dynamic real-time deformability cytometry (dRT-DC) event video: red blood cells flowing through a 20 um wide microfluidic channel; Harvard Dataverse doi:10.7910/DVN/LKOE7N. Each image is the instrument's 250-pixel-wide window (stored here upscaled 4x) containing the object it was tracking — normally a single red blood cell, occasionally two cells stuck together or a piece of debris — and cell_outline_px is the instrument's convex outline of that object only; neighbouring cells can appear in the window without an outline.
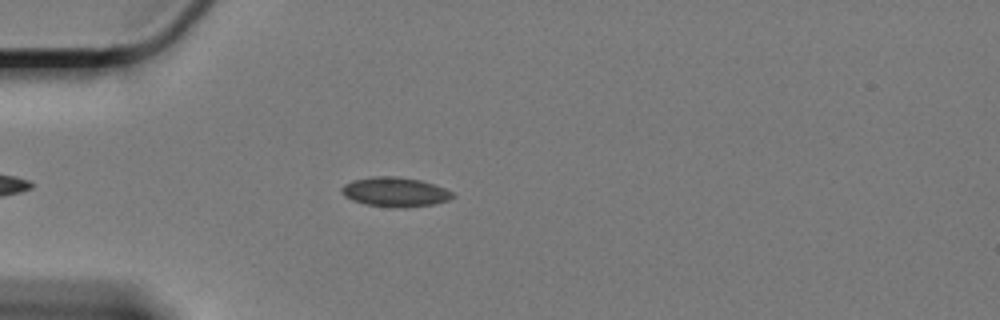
{"species": "Egyptian fruit bat (a non-hibernating species)", "species_latin": "Rousettus aegyptiacus", "temperature_condition": "cold", "stored_images_in_passage": 35, "camera_frame_rate_fps": 3000, "um_per_image_px": 0.085, "animal": {"sex": "female"}, "frame": {"image": 1, "passage_image": 8, "time_ms": 2.333, "image_size_px": [1000, 320], "cell_outline_px": [[456, 196], [448, 200], [432, 204], [404, 208], [368, 204], [352, 200], [344, 196], [340, 192], [340, 188], [344, 184], [352, 180], [372, 176], [396, 176], [420, 180], [444, 188], [452, 192]], "centroid_in_image_um": [33.55, 16.3], "position_along_channel_um": 51.5, "area_um2": 18.96}}
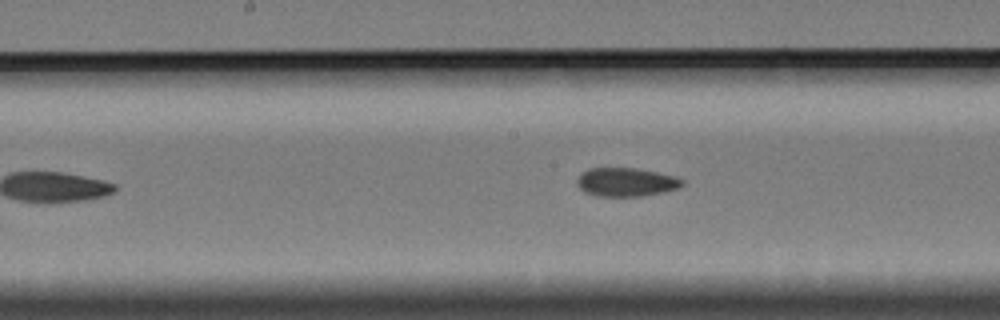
{"frame": {"image": 2, "passage_image": 22, "time_ms": 7.0, "image_size_px": [1000, 320], "cell_outline_px": [[684, 184], [676, 188], [664, 192], [640, 196], [596, 196], [584, 192], [576, 184], [576, 180], [588, 168], [636, 168], [656, 172], [672, 176], [684, 180]], "centroid_in_image_um": [53.19, 15.48], "position_along_channel_um": 195.0, "area_um2": 17.4}}
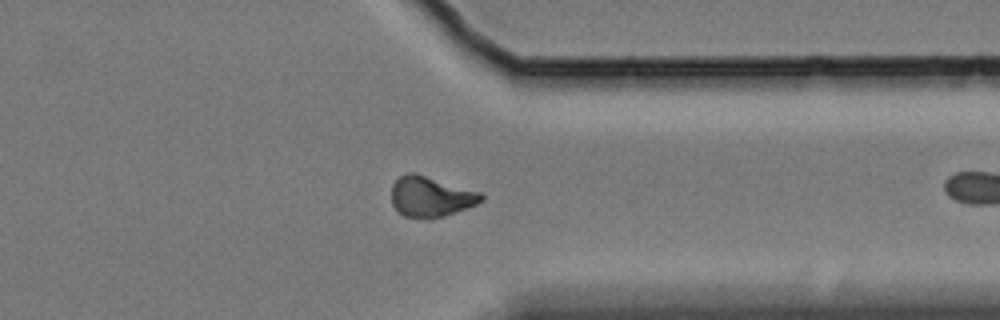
{"frame": {"image": 3, "passage_image": 34, "time_ms": 11.0, "image_size_px": [1000, 320], "cell_outline_px": [[484, 200], [468, 208], [444, 216], [428, 220], [404, 216], [392, 204], [392, 184], [400, 176], [408, 172], [416, 172], [480, 192], [484, 196]], "centroid_in_image_um": [36.62, 16.72], "position_along_channel_um": 374.8, "area_um2": 21.39}}